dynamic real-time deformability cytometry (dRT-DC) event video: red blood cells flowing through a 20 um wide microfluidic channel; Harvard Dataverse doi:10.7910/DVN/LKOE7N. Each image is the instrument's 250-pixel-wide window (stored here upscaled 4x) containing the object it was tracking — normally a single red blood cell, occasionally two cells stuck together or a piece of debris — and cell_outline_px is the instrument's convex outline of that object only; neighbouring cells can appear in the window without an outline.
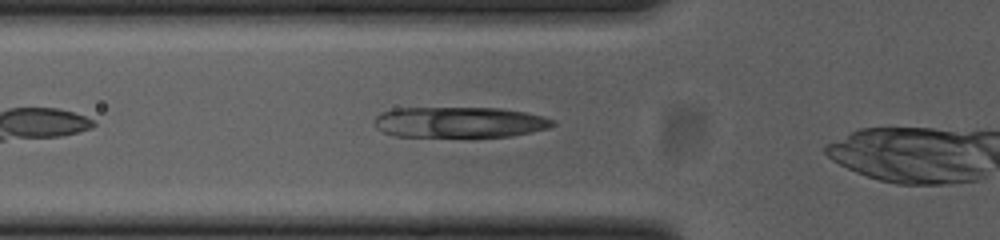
{"species": "common noctule bat (a hibernating species)", "species_latin": "Nyctalus noctula", "temperature_condition": "cold", "stored_images_in_passage": 12, "camera_frame_rate_fps": 3000, "um_per_image_px": 0.085, "animal": {"sex": "female", "body_mass_g": 23.0, "forearm_length_mm": 53.4}, "frame": {"image": 1, "passage_image": 7, "time_ms": 2.0, "image_size_px": [1000, 240], "cell_outline_px": [[556, 124], [552, 128], [512, 136], [392, 136], [376, 128], [372, 120], [380, 112], [392, 108], [500, 108], [524, 112], [544, 116], [556, 120]], "centroid_in_image_um": [39.06, 10.38], "position_along_channel_um": 86.7, "area_um2": 32.25}}